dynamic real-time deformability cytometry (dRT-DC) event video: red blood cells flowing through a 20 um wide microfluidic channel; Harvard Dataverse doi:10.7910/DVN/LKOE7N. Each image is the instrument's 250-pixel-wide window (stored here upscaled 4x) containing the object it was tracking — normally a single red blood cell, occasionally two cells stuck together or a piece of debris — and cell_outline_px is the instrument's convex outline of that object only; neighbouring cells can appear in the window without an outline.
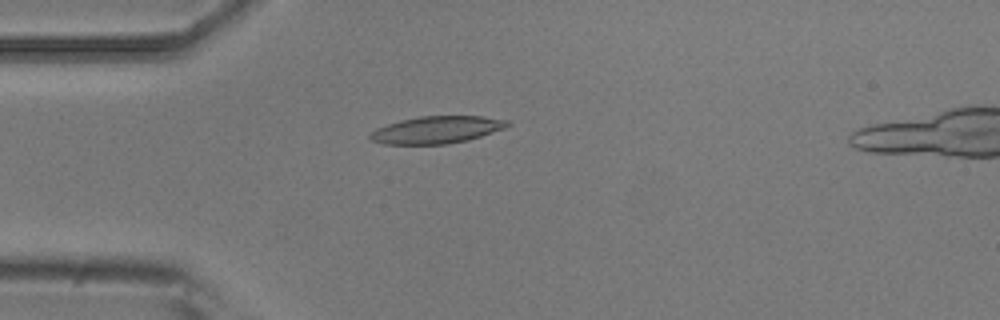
{"species": "common noctule bat (a hibernating species)", "species_latin": "Nyctalus noctula", "temperature_condition": "room temperature", "stored_images_in_passage": 50, "camera_frame_rate_fps": 3000, "um_per_image_px": 0.085, "animal": {"sex": "male", "body_mass_g": 20.5, "forearm_length_mm": 52.5}, "frame": {"image": 1, "passage_image": 13, "time_ms": 4.0, "image_size_px": [1000, 320], "cell_outline_px": [[512, 124], [504, 128], [468, 140], [448, 144], [384, 144], [372, 140], [368, 136], [376, 128], [400, 120], [420, 116], [484, 116], [508, 120]], "centroid_in_image_um": [37.13, 11.03], "position_along_channel_um": 47.9, "area_um2": 21.73}}
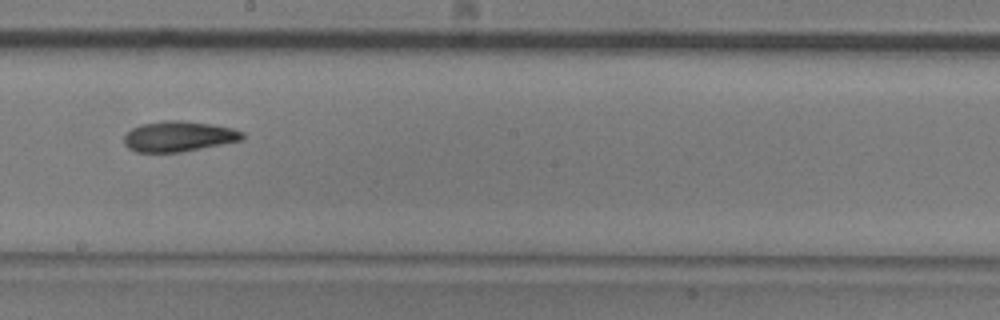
{"frame": {"image": 2, "passage_image": 28, "time_ms": 9.0, "image_size_px": [1000, 320], "cell_outline_px": [[244, 140], [180, 152], [136, 152], [128, 148], [124, 144], [124, 136], [132, 128], [140, 124], [164, 120], [184, 120], [212, 124], [232, 128], [244, 132]], "centroid_in_image_um": [15.19, 11.58], "position_along_channel_um": 233.0, "area_um2": 21.15}}
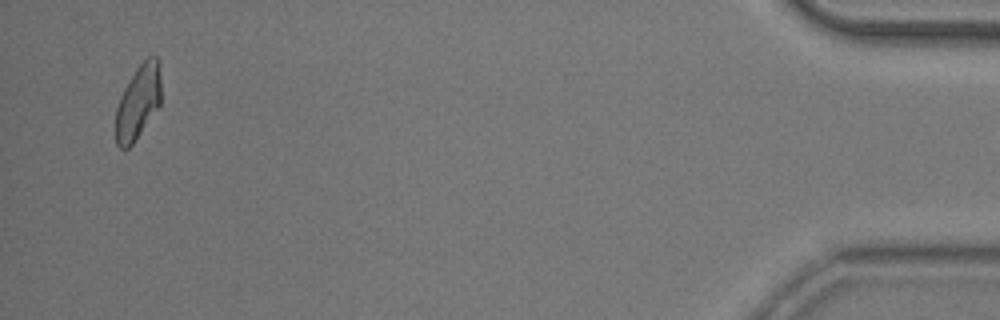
{"frame": {"image": 3, "passage_image": 49, "time_ms": 16.0, "image_size_px": [1000, 320], "cell_outline_px": [[160, 104], [132, 144], [128, 148], [120, 148], [116, 144], [116, 108], [120, 96], [124, 88], [136, 68], [148, 56], [156, 56], [160, 60]], "centroid_in_image_um": [11.74, 8.64], "position_along_channel_um": 423.5, "area_um2": 19.42}}